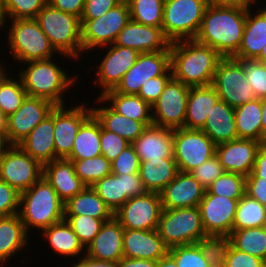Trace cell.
Here are the masks:
<instances>
[{
	"label": "cell",
	"instance_id": "cell-49",
	"mask_svg": "<svg viewBox=\"0 0 266 267\" xmlns=\"http://www.w3.org/2000/svg\"><path fill=\"white\" fill-rule=\"evenodd\" d=\"M177 267H211L197 244L175 246L168 249Z\"/></svg>",
	"mask_w": 266,
	"mask_h": 267
},
{
	"label": "cell",
	"instance_id": "cell-37",
	"mask_svg": "<svg viewBox=\"0 0 266 267\" xmlns=\"http://www.w3.org/2000/svg\"><path fill=\"white\" fill-rule=\"evenodd\" d=\"M101 97L119 114L143 122L146 126L153 124L152 107L140 96L121 94L113 89Z\"/></svg>",
	"mask_w": 266,
	"mask_h": 267
},
{
	"label": "cell",
	"instance_id": "cell-19",
	"mask_svg": "<svg viewBox=\"0 0 266 267\" xmlns=\"http://www.w3.org/2000/svg\"><path fill=\"white\" fill-rule=\"evenodd\" d=\"M115 213L128 199L147 192L139 173L109 174L91 186Z\"/></svg>",
	"mask_w": 266,
	"mask_h": 267
},
{
	"label": "cell",
	"instance_id": "cell-62",
	"mask_svg": "<svg viewBox=\"0 0 266 267\" xmlns=\"http://www.w3.org/2000/svg\"><path fill=\"white\" fill-rule=\"evenodd\" d=\"M157 261L122 257L118 267H156Z\"/></svg>",
	"mask_w": 266,
	"mask_h": 267
},
{
	"label": "cell",
	"instance_id": "cell-64",
	"mask_svg": "<svg viewBox=\"0 0 266 267\" xmlns=\"http://www.w3.org/2000/svg\"><path fill=\"white\" fill-rule=\"evenodd\" d=\"M262 106V143L266 142V97L260 99Z\"/></svg>",
	"mask_w": 266,
	"mask_h": 267
},
{
	"label": "cell",
	"instance_id": "cell-56",
	"mask_svg": "<svg viewBox=\"0 0 266 267\" xmlns=\"http://www.w3.org/2000/svg\"><path fill=\"white\" fill-rule=\"evenodd\" d=\"M224 267H266V261L235 249L231 245Z\"/></svg>",
	"mask_w": 266,
	"mask_h": 267
},
{
	"label": "cell",
	"instance_id": "cell-61",
	"mask_svg": "<svg viewBox=\"0 0 266 267\" xmlns=\"http://www.w3.org/2000/svg\"><path fill=\"white\" fill-rule=\"evenodd\" d=\"M76 261L75 263H71L73 265L70 267H118V262L92 259L86 254L78 258V260L76 259ZM66 267H68V265Z\"/></svg>",
	"mask_w": 266,
	"mask_h": 267
},
{
	"label": "cell",
	"instance_id": "cell-66",
	"mask_svg": "<svg viewBox=\"0 0 266 267\" xmlns=\"http://www.w3.org/2000/svg\"><path fill=\"white\" fill-rule=\"evenodd\" d=\"M7 116L0 110V135L6 136L7 132Z\"/></svg>",
	"mask_w": 266,
	"mask_h": 267
},
{
	"label": "cell",
	"instance_id": "cell-35",
	"mask_svg": "<svg viewBox=\"0 0 266 267\" xmlns=\"http://www.w3.org/2000/svg\"><path fill=\"white\" fill-rule=\"evenodd\" d=\"M138 173L148 192L160 193L175 178L178 168L174 158L151 159L140 162Z\"/></svg>",
	"mask_w": 266,
	"mask_h": 267
},
{
	"label": "cell",
	"instance_id": "cell-44",
	"mask_svg": "<svg viewBox=\"0 0 266 267\" xmlns=\"http://www.w3.org/2000/svg\"><path fill=\"white\" fill-rule=\"evenodd\" d=\"M211 267H224L231 248L229 235L207 234L196 243Z\"/></svg>",
	"mask_w": 266,
	"mask_h": 267
},
{
	"label": "cell",
	"instance_id": "cell-12",
	"mask_svg": "<svg viewBox=\"0 0 266 267\" xmlns=\"http://www.w3.org/2000/svg\"><path fill=\"white\" fill-rule=\"evenodd\" d=\"M99 49V50H98ZM106 53H100V51ZM106 51H105V50ZM104 54L102 60L95 66V77L91 82L96 87H99L101 91L97 94V97L103 96L107 91L113 90L120 83L124 74L135 64V61L139 53L133 48L121 47L114 44L97 48L91 53ZM99 85V86H98Z\"/></svg>",
	"mask_w": 266,
	"mask_h": 267
},
{
	"label": "cell",
	"instance_id": "cell-4",
	"mask_svg": "<svg viewBox=\"0 0 266 267\" xmlns=\"http://www.w3.org/2000/svg\"><path fill=\"white\" fill-rule=\"evenodd\" d=\"M28 234L33 228L44 230L64 220V202L42 176L30 188L20 193L19 212Z\"/></svg>",
	"mask_w": 266,
	"mask_h": 267
},
{
	"label": "cell",
	"instance_id": "cell-54",
	"mask_svg": "<svg viewBox=\"0 0 266 267\" xmlns=\"http://www.w3.org/2000/svg\"><path fill=\"white\" fill-rule=\"evenodd\" d=\"M171 78L172 70L170 67L163 75L148 79L142 84L138 96L152 106V104L159 99L164 87Z\"/></svg>",
	"mask_w": 266,
	"mask_h": 267
},
{
	"label": "cell",
	"instance_id": "cell-71",
	"mask_svg": "<svg viewBox=\"0 0 266 267\" xmlns=\"http://www.w3.org/2000/svg\"><path fill=\"white\" fill-rule=\"evenodd\" d=\"M255 5H259L257 1H260V0H251Z\"/></svg>",
	"mask_w": 266,
	"mask_h": 267
},
{
	"label": "cell",
	"instance_id": "cell-34",
	"mask_svg": "<svg viewBox=\"0 0 266 267\" xmlns=\"http://www.w3.org/2000/svg\"><path fill=\"white\" fill-rule=\"evenodd\" d=\"M39 234L42 235V240H45L46 244L48 242L54 255L68 258L69 261L85 255L84 246L79 242L77 235L65 219L45 228Z\"/></svg>",
	"mask_w": 266,
	"mask_h": 267
},
{
	"label": "cell",
	"instance_id": "cell-22",
	"mask_svg": "<svg viewBox=\"0 0 266 267\" xmlns=\"http://www.w3.org/2000/svg\"><path fill=\"white\" fill-rule=\"evenodd\" d=\"M205 191L190 172L178 171L175 178L160 192L162 209L199 206Z\"/></svg>",
	"mask_w": 266,
	"mask_h": 267
},
{
	"label": "cell",
	"instance_id": "cell-69",
	"mask_svg": "<svg viewBox=\"0 0 266 267\" xmlns=\"http://www.w3.org/2000/svg\"><path fill=\"white\" fill-rule=\"evenodd\" d=\"M0 80L9 72V68L8 65L5 66V59L2 60V58H0ZM3 61V62H2ZM7 68V69H6Z\"/></svg>",
	"mask_w": 266,
	"mask_h": 267
},
{
	"label": "cell",
	"instance_id": "cell-60",
	"mask_svg": "<svg viewBox=\"0 0 266 267\" xmlns=\"http://www.w3.org/2000/svg\"><path fill=\"white\" fill-rule=\"evenodd\" d=\"M246 178L266 179V142L261 143L252 172Z\"/></svg>",
	"mask_w": 266,
	"mask_h": 267
},
{
	"label": "cell",
	"instance_id": "cell-55",
	"mask_svg": "<svg viewBox=\"0 0 266 267\" xmlns=\"http://www.w3.org/2000/svg\"><path fill=\"white\" fill-rule=\"evenodd\" d=\"M20 193L6 182L0 180V217L19 212Z\"/></svg>",
	"mask_w": 266,
	"mask_h": 267
},
{
	"label": "cell",
	"instance_id": "cell-59",
	"mask_svg": "<svg viewBox=\"0 0 266 267\" xmlns=\"http://www.w3.org/2000/svg\"><path fill=\"white\" fill-rule=\"evenodd\" d=\"M54 8L81 18L85 0H48Z\"/></svg>",
	"mask_w": 266,
	"mask_h": 267
},
{
	"label": "cell",
	"instance_id": "cell-41",
	"mask_svg": "<svg viewBox=\"0 0 266 267\" xmlns=\"http://www.w3.org/2000/svg\"><path fill=\"white\" fill-rule=\"evenodd\" d=\"M229 237L235 249L266 261V233L263 227L235 230Z\"/></svg>",
	"mask_w": 266,
	"mask_h": 267
},
{
	"label": "cell",
	"instance_id": "cell-13",
	"mask_svg": "<svg viewBox=\"0 0 266 267\" xmlns=\"http://www.w3.org/2000/svg\"><path fill=\"white\" fill-rule=\"evenodd\" d=\"M74 104L69 105L70 107L67 104L54 107L55 159L67 158L71 154L75 137L81 125L92 115L89 104L75 103V101Z\"/></svg>",
	"mask_w": 266,
	"mask_h": 267
},
{
	"label": "cell",
	"instance_id": "cell-9",
	"mask_svg": "<svg viewBox=\"0 0 266 267\" xmlns=\"http://www.w3.org/2000/svg\"><path fill=\"white\" fill-rule=\"evenodd\" d=\"M129 21L130 9L126 0H121L97 19H80L83 56L91 50L113 44Z\"/></svg>",
	"mask_w": 266,
	"mask_h": 267
},
{
	"label": "cell",
	"instance_id": "cell-39",
	"mask_svg": "<svg viewBox=\"0 0 266 267\" xmlns=\"http://www.w3.org/2000/svg\"><path fill=\"white\" fill-rule=\"evenodd\" d=\"M236 131L239 139H251L262 143V106L260 99L234 108Z\"/></svg>",
	"mask_w": 266,
	"mask_h": 267
},
{
	"label": "cell",
	"instance_id": "cell-28",
	"mask_svg": "<svg viewBox=\"0 0 266 267\" xmlns=\"http://www.w3.org/2000/svg\"><path fill=\"white\" fill-rule=\"evenodd\" d=\"M42 176L64 203L86 187L76 175L73 162L66 158H58L45 163Z\"/></svg>",
	"mask_w": 266,
	"mask_h": 267
},
{
	"label": "cell",
	"instance_id": "cell-43",
	"mask_svg": "<svg viewBox=\"0 0 266 267\" xmlns=\"http://www.w3.org/2000/svg\"><path fill=\"white\" fill-rule=\"evenodd\" d=\"M130 20L142 25L161 28L165 0H126Z\"/></svg>",
	"mask_w": 266,
	"mask_h": 267
},
{
	"label": "cell",
	"instance_id": "cell-51",
	"mask_svg": "<svg viewBox=\"0 0 266 267\" xmlns=\"http://www.w3.org/2000/svg\"><path fill=\"white\" fill-rule=\"evenodd\" d=\"M130 144V142L116 133L105 130L100 124L101 155L110 163Z\"/></svg>",
	"mask_w": 266,
	"mask_h": 267
},
{
	"label": "cell",
	"instance_id": "cell-46",
	"mask_svg": "<svg viewBox=\"0 0 266 267\" xmlns=\"http://www.w3.org/2000/svg\"><path fill=\"white\" fill-rule=\"evenodd\" d=\"M246 177L237 173L224 172L206 189L205 194L240 199L245 194Z\"/></svg>",
	"mask_w": 266,
	"mask_h": 267
},
{
	"label": "cell",
	"instance_id": "cell-53",
	"mask_svg": "<svg viewBox=\"0 0 266 267\" xmlns=\"http://www.w3.org/2000/svg\"><path fill=\"white\" fill-rule=\"evenodd\" d=\"M139 166V157L134 147L130 144L111 162V173L134 174L139 172Z\"/></svg>",
	"mask_w": 266,
	"mask_h": 267
},
{
	"label": "cell",
	"instance_id": "cell-48",
	"mask_svg": "<svg viewBox=\"0 0 266 267\" xmlns=\"http://www.w3.org/2000/svg\"><path fill=\"white\" fill-rule=\"evenodd\" d=\"M7 20L35 19L48 0H2Z\"/></svg>",
	"mask_w": 266,
	"mask_h": 267
},
{
	"label": "cell",
	"instance_id": "cell-2",
	"mask_svg": "<svg viewBox=\"0 0 266 267\" xmlns=\"http://www.w3.org/2000/svg\"><path fill=\"white\" fill-rule=\"evenodd\" d=\"M246 20V7L209 4L195 37L222 57H233L239 49Z\"/></svg>",
	"mask_w": 266,
	"mask_h": 267
},
{
	"label": "cell",
	"instance_id": "cell-24",
	"mask_svg": "<svg viewBox=\"0 0 266 267\" xmlns=\"http://www.w3.org/2000/svg\"><path fill=\"white\" fill-rule=\"evenodd\" d=\"M123 257L158 261L168 253L158 230L124 229Z\"/></svg>",
	"mask_w": 266,
	"mask_h": 267
},
{
	"label": "cell",
	"instance_id": "cell-31",
	"mask_svg": "<svg viewBox=\"0 0 266 267\" xmlns=\"http://www.w3.org/2000/svg\"><path fill=\"white\" fill-rule=\"evenodd\" d=\"M54 108L18 146L42 165L55 160Z\"/></svg>",
	"mask_w": 266,
	"mask_h": 267
},
{
	"label": "cell",
	"instance_id": "cell-52",
	"mask_svg": "<svg viewBox=\"0 0 266 267\" xmlns=\"http://www.w3.org/2000/svg\"><path fill=\"white\" fill-rule=\"evenodd\" d=\"M225 172L218 157L214 155L195 169L190 174L207 189L212 182Z\"/></svg>",
	"mask_w": 266,
	"mask_h": 267
},
{
	"label": "cell",
	"instance_id": "cell-14",
	"mask_svg": "<svg viewBox=\"0 0 266 267\" xmlns=\"http://www.w3.org/2000/svg\"><path fill=\"white\" fill-rule=\"evenodd\" d=\"M43 175V165L18 145H11L0 161V180L19 193L30 188Z\"/></svg>",
	"mask_w": 266,
	"mask_h": 267
},
{
	"label": "cell",
	"instance_id": "cell-63",
	"mask_svg": "<svg viewBox=\"0 0 266 267\" xmlns=\"http://www.w3.org/2000/svg\"><path fill=\"white\" fill-rule=\"evenodd\" d=\"M210 4L250 7L255 4L251 0H209Z\"/></svg>",
	"mask_w": 266,
	"mask_h": 267
},
{
	"label": "cell",
	"instance_id": "cell-18",
	"mask_svg": "<svg viewBox=\"0 0 266 267\" xmlns=\"http://www.w3.org/2000/svg\"><path fill=\"white\" fill-rule=\"evenodd\" d=\"M54 107L48 100L26 96L21 106L7 118L6 138L9 144L22 142Z\"/></svg>",
	"mask_w": 266,
	"mask_h": 267
},
{
	"label": "cell",
	"instance_id": "cell-7",
	"mask_svg": "<svg viewBox=\"0 0 266 267\" xmlns=\"http://www.w3.org/2000/svg\"><path fill=\"white\" fill-rule=\"evenodd\" d=\"M157 230L168 249L196 244L207 235L202 225L198 206L162 209Z\"/></svg>",
	"mask_w": 266,
	"mask_h": 267
},
{
	"label": "cell",
	"instance_id": "cell-27",
	"mask_svg": "<svg viewBox=\"0 0 266 267\" xmlns=\"http://www.w3.org/2000/svg\"><path fill=\"white\" fill-rule=\"evenodd\" d=\"M124 228L113 217L100 228L93 241L85 248V254L97 260L118 262L123 257Z\"/></svg>",
	"mask_w": 266,
	"mask_h": 267
},
{
	"label": "cell",
	"instance_id": "cell-25",
	"mask_svg": "<svg viewBox=\"0 0 266 267\" xmlns=\"http://www.w3.org/2000/svg\"><path fill=\"white\" fill-rule=\"evenodd\" d=\"M252 7L254 9L259 6L246 7L242 41L238 52L233 56L237 60L256 59L266 45V5L256 10Z\"/></svg>",
	"mask_w": 266,
	"mask_h": 267
},
{
	"label": "cell",
	"instance_id": "cell-17",
	"mask_svg": "<svg viewBox=\"0 0 266 267\" xmlns=\"http://www.w3.org/2000/svg\"><path fill=\"white\" fill-rule=\"evenodd\" d=\"M170 68V46L164 51L139 53L135 64L114 89L127 95H138L148 79L163 75Z\"/></svg>",
	"mask_w": 266,
	"mask_h": 267
},
{
	"label": "cell",
	"instance_id": "cell-29",
	"mask_svg": "<svg viewBox=\"0 0 266 267\" xmlns=\"http://www.w3.org/2000/svg\"><path fill=\"white\" fill-rule=\"evenodd\" d=\"M29 237L31 235L27 233L18 213L0 217V266H8L12 257L21 254V251L24 254L27 246L30 247Z\"/></svg>",
	"mask_w": 266,
	"mask_h": 267
},
{
	"label": "cell",
	"instance_id": "cell-23",
	"mask_svg": "<svg viewBox=\"0 0 266 267\" xmlns=\"http://www.w3.org/2000/svg\"><path fill=\"white\" fill-rule=\"evenodd\" d=\"M162 28L142 25L130 20L117 35L114 45L129 47L138 53L164 51L170 46Z\"/></svg>",
	"mask_w": 266,
	"mask_h": 267
},
{
	"label": "cell",
	"instance_id": "cell-45",
	"mask_svg": "<svg viewBox=\"0 0 266 267\" xmlns=\"http://www.w3.org/2000/svg\"><path fill=\"white\" fill-rule=\"evenodd\" d=\"M72 162L76 175L89 187L111 174V163L103 155Z\"/></svg>",
	"mask_w": 266,
	"mask_h": 267
},
{
	"label": "cell",
	"instance_id": "cell-70",
	"mask_svg": "<svg viewBox=\"0 0 266 267\" xmlns=\"http://www.w3.org/2000/svg\"><path fill=\"white\" fill-rule=\"evenodd\" d=\"M256 60L266 64V45L262 48V51Z\"/></svg>",
	"mask_w": 266,
	"mask_h": 267
},
{
	"label": "cell",
	"instance_id": "cell-32",
	"mask_svg": "<svg viewBox=\"0 0 266 267\" xmlns=\"http://www.w3.org/2000/svg\"><path fill=\"white\" fill-rule=\"evenodd\" d=\"M218 100L219 96L212 84L190 87L184 128L201 130L205 125L208 113L211 112Z\"/></svg>",
	"mask_w": 266,
	"mask_h": 267
},
{
	"label": "cell",
	"instance_id": "cell-16",
	"mask_svg": "<svg viewBox=\"0 0 266 267\" xmlns=\"http://www.w3.org/2000/svg\"><path fill=\"white\" fill-rule=\"evenodd\" d=\"M189 90V86L172 77L151 106L153 125L172 130L184 128Z\"/></svg>",
	"mask_w": 266,
	"mask_h": 267
},
{
	"label": "cell",
	"instance_id": "cell-65",
	"mask_svg": "<svg viewBox=\"0 0 266 267\" xmlns=\"http://www.w3.org/2000/svg\"><path fill=\"white\" fill-rule=\"evenodd\" d=\"M156 267H177L175 260L167 253L157 261Z\"/></svg>",
	"mask_w": 266,
	"mask_h": 267
},
{
	"label": "cell",
	"instance_id": "cell-11",
	"mask_svg": "<svg viewBox=\"0 0 266 267\" xmlns=\"http://www.w3.org/2000/svg\"><path fill=\"white\" fill-rule=\"evenodd\" d=\"M215 153L216 145L202 130H173V156L178 171L191 172Z\"/></svg>",
	"mask_w": 266,
	"mask_h": 267
},
{
	"label": "cell",
	"instance_id": "cell-1",
	"mask_svg": "<svg viewBox=\"0 0 266 267\" xmlns=\"http://www.w3.org/2000/svg\"><path fill=\"white\" fill-rule=\"evenodd\" d=\"M58 56L59 58L64 57L63 59L68 58L72 62L74 60L69 56L57 54L56 57L49 59L34 60L21 64L24 65L21 67L22 70L20 69L15 73L18 72L17 75L22 81L27 96L48 100L55 106L68 104L65 97L68 95H65V93L68 94L71 88L77 87L76 84L80 81L79 74L72 75V72L70 73L68 69H64L62 66L64 64L59 59L60 66L56 62Z\"/></svg>",
	"mask_w": 266,
	"mask_h": 267
},
{
	"label": "cell",
	"instance_id": "cell-15",
	"mask_svg": "<svg viewBox=\"0 0 266 267\" xmlns=\"http://www.w3.org/2000/svg\"><path fill=\"white\" fill-rule=\"evenodd\" d=\"M161 211L160 193L147 191L128 199L114 213V218L124 229L154 230L158 228Z\"/></svg>",
	"mask_w": 266,
	"mask_h": 267
},
{
	"label": "cell",
	"instance_id": "cell-6",
	"mask_svg": "<svg viewBox=\"0 0 266 267\" xmlns=\"http://www.w3.org/2000/svg\"><path fill=\"white\" fill-rule=\"evenodd\" d=\"M7 24L6 30L3 31L8 33L7 39L5 38L8 44L6 48H9V57L17 60V67L20 66L19 63L57 56L58 53L35 19L8 20Z\"/></svg>",
	"mask_w": 266,
	"mask_h": 267
},
{
	"label": "cell",
	"instance_id": "cell-26",
	"mask_svg": "<svg viewBox=\"0 0 266 267\" xmlns=\"http://www.w3.org/2000/svg\"><path fill=\"white\" fill-rule=\"evenodd\" d=\"M134 147L140 162L173 156V130L157 125L147 126L142 134L134 140Z\"/></svg>",
	"mask_w": 266,
	"mask_h": 267
},
{
	"label": "cell",
	"instance_id": "cell-8",
	"mask_svg": "<svg viewBox=\"0 0 266 267\" xmlns=\"http://www.w3.org/2000/svg\"><path fill=\"white\" fill-rule=\"evenodd\" d=\"M209 0H165L162 31L170 41L195 39Z\"/></svg>",
	"mask_w": 266,
	"mask_h": 267
},
{
	"label": "cell",
	"instance_id": "cell-30",
	"mask_svg": "<svg viewBox=\"0 0 266 267\" xmlns=\"http://www.w3.org/2000/svg\"><path fill=\"white\" fill-rule=\"evenodd\" d=\"M93 101L95 103L92 104L93 106L91 105L92 114L100 122L101 126L105 130L114 132L118 136L123 137L130 143L136 140L147 127L143 122L119 114L109 104L106 105L107 102L102 97L96 96V99H93ZM94 104H96V106H94Z\"/></svg>",
	"mask_w": 266,
	"mask_h": 267
},
{
	"label": "cell",
	"instance_id": "cell-33",
	"mask_svg": "<svg viewBox=\"0 0 266 267\" xmlns=\"http://www.w3.org/2000/svg\"><path fill=\"white\" fill-rule=\"evenodd\" d=\"M215 145L238 139L234 108L223 100H218L208 113L201 129Z\"/></svg>",
	"mask_w": 266,
	"mask_h": 267
},
{
	"label": "cell",
	"instance_id": "cell-72",
	"mask_svg": "<svg viewBox=\"0 0 266 267\" xmlns=\"http://www.w3.org/2000/svg\"><path fill=\"white\" fill-rule=\"evenodd\" d=\"M263 228H264L265 233H266V222L264 223Z\"/></svg>",
	"mask_w": 266,
	"mask_h": 267
},
{
	"label": "cell",
	"instance_id": "cell-50",
	"mask_svg": "<svg viewBox=\"0 0 266 267\" xmlns=\"http://www.w3.org/2000/svg\"><path fill=\"white\" fill-rule=\"evenodd\" d=\"M246 80L257 99L266 97V64L256 60H244Z\"/></svg>",
	"mask_w": 266,
	"mask_h": 267
},
{
	"label": "cell",
	"instance_id": "cell-5",
	"mask_svg": "<svg viewBox=\"0 0 266 267\" xmlns=\"http://www.w3.org/2000/svg\"><path fill=\"white\" fill-rule=\"evenodd\" d=\"M35 20L58 54L73 58L74 63L80 62L83 48L79 17L60 11L47 3Z\"/></svg>",
	"mask_w": 266,
	"mask_h": 267
},
{
	"label": "cell",
	"instance_id": "cell-67",
	"mask_svg": "<svg viewBox=\"0 0 266 267\" xmlns=\"http://www.w3.org/2000/svg\"><path fill=\"white\" fill-rule=\"evenodd\" d=\"M11 145L9 144L6 136L0 135V161L3 158V155L5 151L10 147Z\"/></svg>",
	"mask_w": 266,
	"mask_h": 267
},
{
	"label": "cell",
	"instance_id": "cell-42",
	"mask_svg": "<svg viewBox=\"0 0 266 267\" xmlns=\"http://www.w3.org/2000/svg\"><path fill=\"white\" fill-rule=\"evenodd\" d=\"M11 73H14V71L10 69L0 80V110L7 117L21 106L27 96L20 77Z\"/></svg>",
	"mask_w": 266,
	"mask_h": 267
},
{
	"label": "cell",
	"instance_id": "cell-38",
	"mask_svg": "<svg viewBox=\"0 0 266 267\" xmlns=\"http://www.w3.org/2000/svg\"><path fill=\"white\" fill-rule=\"evenodd\" d=\"M101 155L100 122L92 114L80 127L72 147L66 158L70 161L83 160Z\"/></svg>",
	"mask_w": 266,
	"mask_h": 267
},
{
	"label": "cell",
	"instance_id": "cell-20",
	"mask_svg": "<svg viewBox=\"0 0 266 267\" xmlns=\"http://www.w3.org/2000/svg\"><path fill=\"white\" fill-rule=\"evenodd\" d=\"M239 200L220 195L204 194L198 207L206 234L229 235L232 232Z\"/></svg>",
	"mask_w": 266,
	"mask_h": 267
},
{
	"label": "cell",
	"instance_id": "cell-36",
	"mask_svg": "<svg viewBox=\"0 0 266 267\" xmlns=\"http://www.w3.org/2000/svg\"><path fill=\"white\" fill-rule=\"evenodd\" d=\"M64 215H87L104 222L114 217L111 209L89 186L64 203Z\"/></svg>",
	"mask_w": 266,
	"mask_h": 267
},
{
	"label": "cell",
	"instance_id": "cell-68",
	"mask_svg": "<svg viewBox=\"0 0 266 267\" xmlns=\"http://www.w3.org/2000/svg\"><path fill=\"white\" fill-rule=\"evenodd\" d=\"M6 22H7V18H6L4 8H3V1L0 0V30L1 31L5 30V28L7 26Z\"/></svg>",
	"mask_w": 266,
	"mask_h": 267
},
{
	"label": "cell",
	"instance_id": "cell-10",
	"mask_svg": "<svg viewBox=\"0 0 266 267\" xmlns=\"http://www.w3.org/2000/svg\"><path fill=\"white\" fill-rule=\"evenodd\" d=\"M212 85L219 99L233 108L256 99L246 80L244 60L223 57L217 65Z\"/></svg>",
	"mask_w": 266,
	"mask_h": 267
},
{
	"label": "cell",
	"instance_id": "cell-57",
	"mask_svg": "<svg viewBox=\"0 0 266 267\" xmlns=\"http://www.w3.org/2000/svg\"><path fill=\"white\" fill-rule=\"evenodd\" d=\"M121 0H85L80 19H97L104 15Z\"/></svg>",
	"mask_w": 266,
	"mask_h": 267
},
{
	"label": "cell",
	"instance_id": "cell-40",
	"mask_svg": "<svg viewBox=\"0 0 266 267\" xmlns=\"http://www.w3.org/2000/svg\"><path fill=\"white\" fill-rule=\"evenodd\" d=\"M266 222V206L246 193L237 203L232 231L263 227Z\"/></svg>",
	"mask_w": 266,
	"mask_h": 267
},
{
	"label": "cell",
	"instance_id": "cell-58",
	"mask_svg": "<svg viewBox=\"0 0 266 267\" xmlns=\"http://www.w3.org/2000/svg\"><path fill=\"white\" fill-rule=\"evenodd\" d=\"M245 193L266 206V179L246 178Z\"/></svg>",
	"mask_w": 266,
	"mask_h": 267
},
{
	"label": "cell",
	"instance_id": "cell-3",
	"mask_svg": "<svg viewBox=\"0 0 266 267\" xmlns=\"http://www.w3.org/2000/svg\"><path fill=\"white\" fill-rule=\"evenodd\" d=\"M222 58L214 48L195 39L170 43L172 77L189 87L212 84L217 65Z\"/></svg>",
	"mask_w": 266,
	"mask_h": 267
},
{
	"label": "cell",
	"instance_id": "cell-47",
	"mask_svg": "<svg viewBox=\"0 0 266 267\" xmlns=\"http://www.w3.org/2000/svg\"><path fill=\"white\" fill-rule=\"evenodd\" d=\"M64 219L84 248L93 241L104 223L102 219H95L87 215H64Z\"/></svg>",
	"mask_w": 266,
	"mask_h": 267
},
{
	"label": "cell",
	"instance_id": "cell-21",
	"mask_svg": "<svg viewBox=\"0 0 266 267\" xmlns=\"http://www.w3.org/2000/svg\"><path fill=\"white\" fill-rule=\"evenodd\" d=\"M261 142L251 139H235L216 145L215 155L226 172L247 177L255 165Z\"/></svg>",
	"mask_w": 266,
	"mask_h": 267
}]
</instances>
